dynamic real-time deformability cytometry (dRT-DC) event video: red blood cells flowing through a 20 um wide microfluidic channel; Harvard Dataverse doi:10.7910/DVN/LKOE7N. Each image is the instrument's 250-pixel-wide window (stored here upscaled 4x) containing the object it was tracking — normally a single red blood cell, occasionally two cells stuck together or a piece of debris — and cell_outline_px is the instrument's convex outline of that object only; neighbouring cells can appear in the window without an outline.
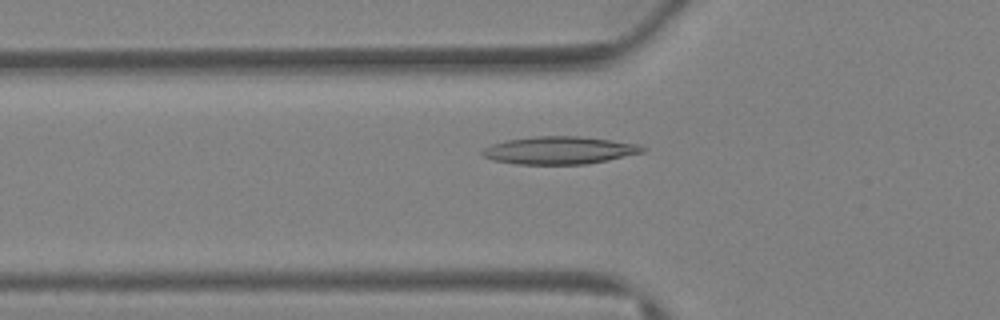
{"species": "Egyptian fruit bat (a non-hibernating species)", "species_latin": "Rousettus aegyptiacus", "temperature_condition": "warm", "stored_images_in_passage": 30, "camera_frame_rate_fps": 3000, "um_per_image_px": 0.085, "animal": {"sex": "female"}, "frame": {"image": 1, "passage_image": 5, "time_ms": 1.333, "image_size_px": [1000, 320], "cell_outline_px": [[648, 148], [644, 152], [608, 160], [588, 164], [516, 164], [492, 160], [484, 156], [480, 152], [484, 148], [492, 144], [508, 140], [536, 136], [580, 136], [640, 144]], "centroid_in_image_um": [47.58, 12.78], "position_along_channel_um": 78.2, "area_um2": 25.84}}
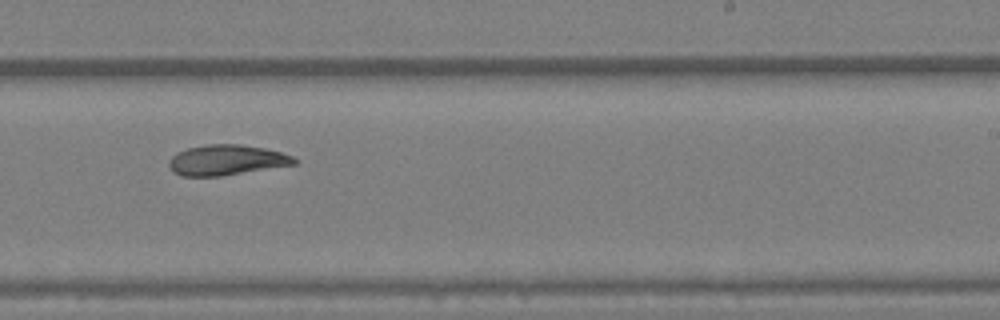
{"frame": {"image": 2, "passage_image": 16, "time_ms": 5.0, "image_size_px": [1000, 320], "cell_outline_px": [[296, 164], [220, 176], [180, 176], [172, 172], [168, 164], [172, 156], [188, 148], [208, 144], [240, 144], [264, 148], [280, 152], [292, 156], [296, 160]], "centroid_in_image_um": [19.23, 13.61], "position_along_channel_um": 269.8, "area_um2": 21.96}}
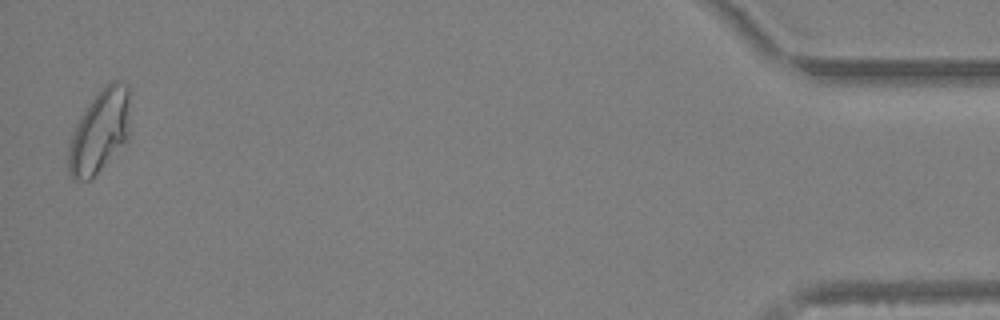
{"frame": {"image": 3, "passage_image": 30, "time_ms": 9.667, "image_size_px": [1000, 320], "cell_outline_px": [[132, 132], [128, 140], [88, 180], [72, 180], [68, 176], [68, 148], [72, 132], [80, 116], [104, 84], [112, 80], [120, 80], [128, 84], [132, 92]], "centroid_in_image_um": [8.56, 11.07], "position_along_channel_um": 426.6, "area_um2": 30.92}}